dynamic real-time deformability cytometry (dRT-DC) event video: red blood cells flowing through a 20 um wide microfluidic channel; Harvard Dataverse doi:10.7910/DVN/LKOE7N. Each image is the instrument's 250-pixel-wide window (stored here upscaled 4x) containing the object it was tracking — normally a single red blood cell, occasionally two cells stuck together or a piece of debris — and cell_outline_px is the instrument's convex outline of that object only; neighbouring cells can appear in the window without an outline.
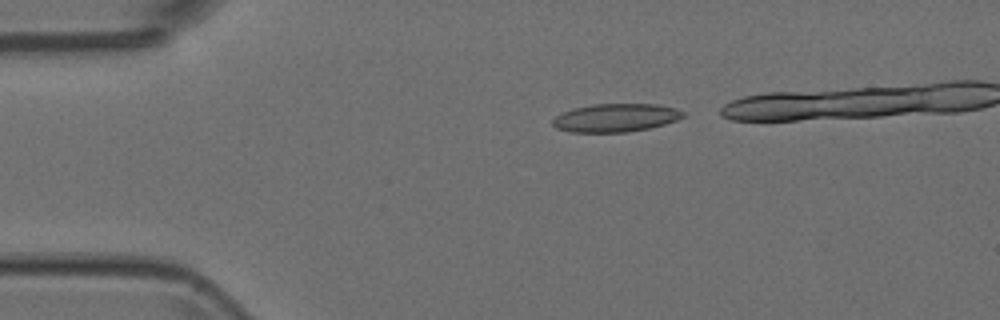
{"species": "Egyptian fruit bat (a non-hibernating species)", "species_latin": "Rousettus aegyptiacus", "temperature_condition": "room temperature", "stored_images_in_passage": 4, "camera_frame_rate_fps": 3000, "um_per_image_px": 0.085, "animal": {"sex": "female"}, "frame": {"image": 1, "passage_image": 1, "time_ms": 0.0, "image_size_px": [1000, 320], "cell_outline_px": [[684, 116], [676, 120], [664, 124], [648, 128], [628, 132], [572, 132], [556, 128], [552, 124], [552, 120], [556, 116], [564, 112], [576, 108], [592, 104], [656, 104], [676, 108], [684, 112]], "centroid_in_image_um": [52.34, 10.01], "position_along_channel_um": 32.7, "area_um2": 21.27}}
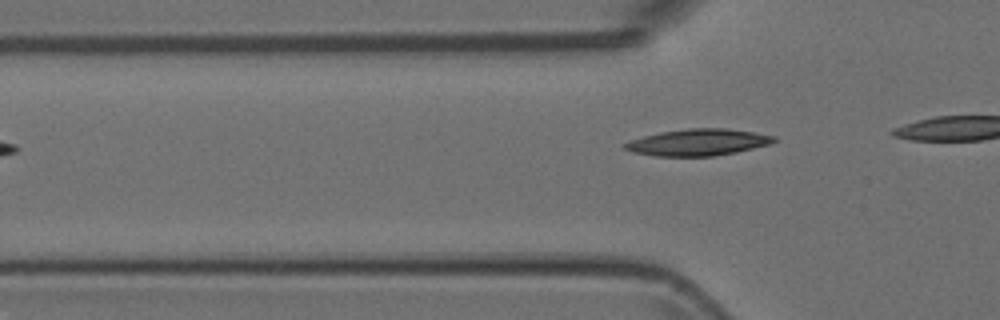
{"frame": {"image": 2, "passage_image": 4, "time_ms": 1.0, "image_size_px": [1000, 320], "cell_outline_px": [[780, 140], [772, 144], [736, 152], [712, 156], [656, 156], [632, 152], [620, 148], [624, 144], [632, 140], [644, 136], [660, 132], [688, 128], [724, 128], [752, 132], [776, 136]], "centroid_in_image_um": [59.36, 12.1], "position_along_channel_um": 66.4, "area_um2": 23.24}}